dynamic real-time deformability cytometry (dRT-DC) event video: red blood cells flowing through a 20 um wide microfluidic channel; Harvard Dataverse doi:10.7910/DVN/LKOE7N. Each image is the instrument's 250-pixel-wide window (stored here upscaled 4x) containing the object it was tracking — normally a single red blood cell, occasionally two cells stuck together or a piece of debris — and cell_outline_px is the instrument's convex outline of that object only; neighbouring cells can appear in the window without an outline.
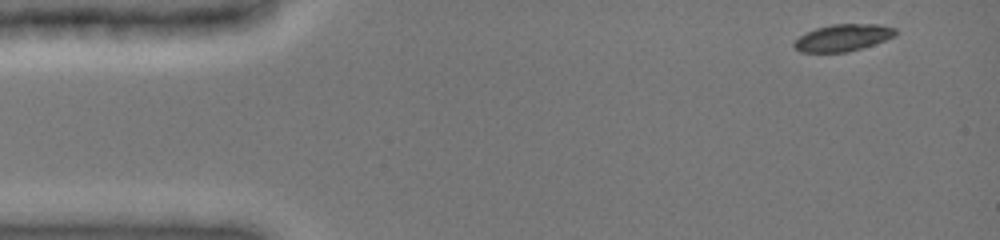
{"species": "common noctule bat (a hibernating species)", "species_latin": "Nyctalus noctula", "temperature_condition": "cold", "stored_images_in_passage": 41, "camera_frame_rate_fps": 3000, "um_per_image_px": 0.085, "animal": {"sex": "female", "body_mass_g": 19.0, "forearm_length_mm": 51.5}, "frame": {"image": 1, "passage_image": 1, "time_ms": 0.0, "image_size_px": [1000, 240], "cell_outline_px": [[896, 36], [848, 52], [800, 52], [792, 44], [800, 36], [816, 28], [832, 24], [880, 24], [896, 28]], "centroid_in_image_um": [71.66, 3.19], "position_along_channel_um": 13.3, "area_um2": 15.72}}
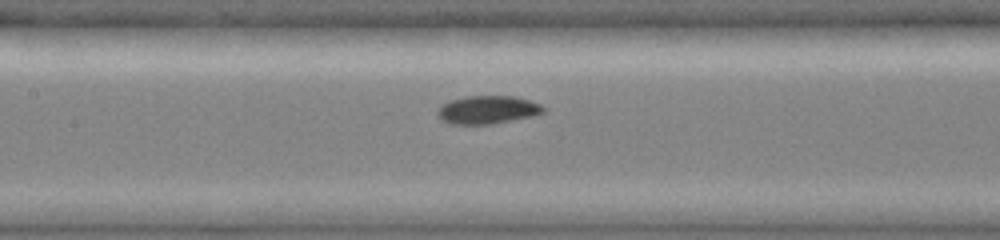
{"frame": {"image": 2, "passage_image": 18, "time_ms": 6.333, "image_size_px": [1000, 240], "cell_outline_px": [[544, 112], [532, 116], [492, 124], [448, 124], [440, 120], [436, 116], [436, 112], [440, 104], [464, 96], [516, 96], [540, 104], [544, 108]], "centroid_in_image_um": [41.37, 9.33], "position_along_channel_um": 166.0, "area_um2": 17.51}}
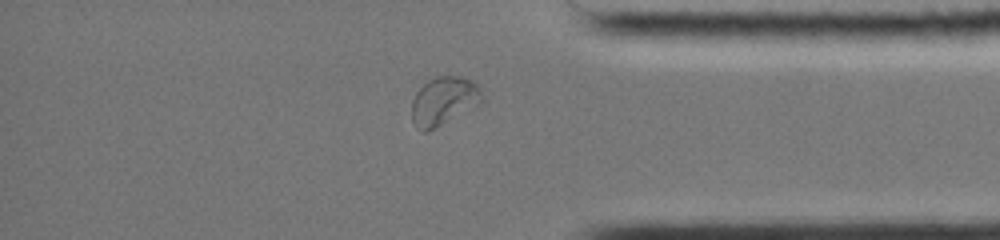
{"frame": {"image": 3, "passage_image": 35, "time_ms": 12.333, "image_size_px": [1000, 240], "cell_outline_px": [[484, 100], [428, 132], [424, 132], [416, 128], [412, 120], [412, 100], [416, 92], [428, 80], [436, 76], [460, 76], [472, 80], [480, 88], [484, 96]], "centroid_in_image_um": [37.7, 8.57], "position_along_channel_um": 397.5, "area_um2": 19.65}, "authors_computed_cell_mechanics": {"area_um2": 17.051, "velocity_mm_per_s": 3.9278, "shape_relaxation_time_tau1_ms": 7.934, "shape_relaxation_time_tau2_ms": 8.7113, "deformation_change_tau1": 0.1802, "deformation_change_tau2": 0.0815}}